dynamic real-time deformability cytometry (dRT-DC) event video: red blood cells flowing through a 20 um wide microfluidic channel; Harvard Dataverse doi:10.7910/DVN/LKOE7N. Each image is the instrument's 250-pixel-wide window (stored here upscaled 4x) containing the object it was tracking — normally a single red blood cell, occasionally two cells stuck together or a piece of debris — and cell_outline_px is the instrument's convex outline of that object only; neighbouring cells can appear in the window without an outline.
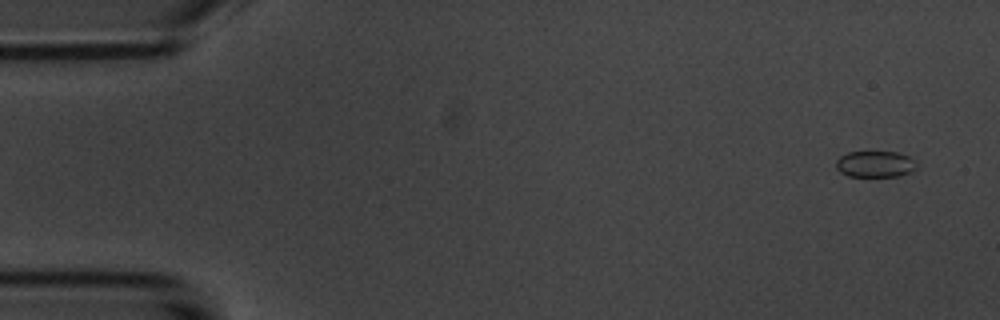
{"species": "common noctule bat (a hibernating species)", "species_latin": "Nyctalus noctula", "temperature_condition": "room temperature", "stored_images_in_passage": 4, "camera_frame_rate_fps": 3000, "um_per_image_px": 0.085, "animal": {"sex": "male", "body_mass_g": 20.1, "forearm_length_mm": 53.5}, "frame": {"image": 1, "passage_image": 1, "time_ms": 0.0, "image_size_px": [1000, 320], "cell_outline_px": [[916, 168], [912, 172], [900, 176], [848, 176], [840, 172], [836, 168], [836, 160], [840, 156], [848, 152], [896, 152], [908, 156], [916, 160]], "centroid_in_image_um": [74.4, 13.95], "position_along_channel_um": 10.6, "area_um2": 12.43}}
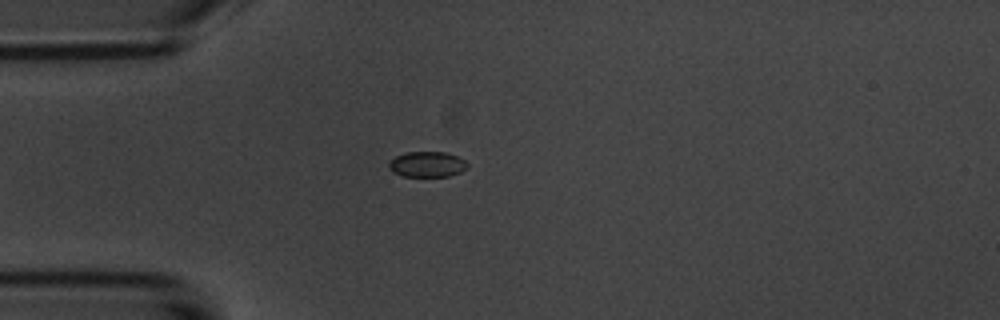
{"frame": {"image": 2, "passage_image": 4, "time_ms": 4.0, "image_size_px": [1000, 320], "cell_outline_px": [[468, 168], [460, 172], [448, 176], [404, 176], [392, 172], [388, 168], [388, 164], [396, 156], [408, 152], [444, 152], [456, 156], [464, 160], [468, 164]], "centroid_in_image_um": [36.31, 13.97], "position_along_channel_um": 48.7, "area_um2": 11.56}}